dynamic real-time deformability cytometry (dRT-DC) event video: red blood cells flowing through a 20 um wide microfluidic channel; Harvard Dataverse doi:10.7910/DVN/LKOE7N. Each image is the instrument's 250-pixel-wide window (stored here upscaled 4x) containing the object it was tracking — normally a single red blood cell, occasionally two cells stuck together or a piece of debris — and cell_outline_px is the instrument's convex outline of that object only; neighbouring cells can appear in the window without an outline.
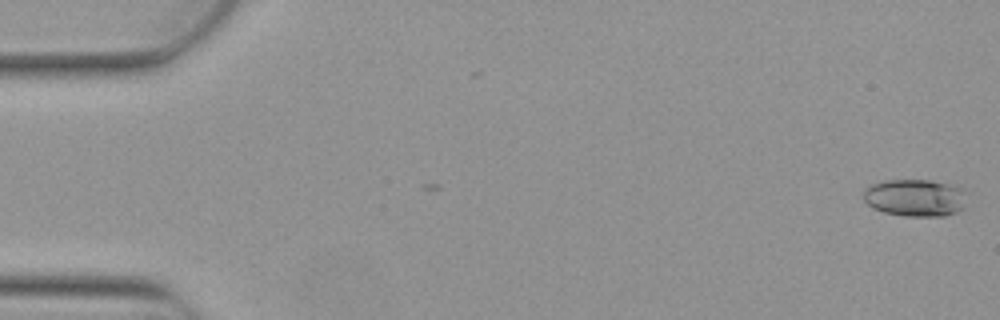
{"species": "Egyptian fruit bat (a non-hibernating species)", "species_latin": "Rousettus aegyptiacus", "temperature_condition": "warm", "stored_images_in_passage": 2, "camera_frame_rate_fps": 3000, "um_per_image_px": 0.085, "animal": {"sex": "female"}, "frame": {"image": 1, "passage_image": 2, "time_ms": 0.333, "image_size_px": [1000, 320], "cell_outline_px": [[964, 208], [956, 212], [944, 216], [904, 216], [884, 212], [872, 208], [864, 200], [864, 188], [872, 184], [884, 180], [928, 180], [964, 188]], "centroid_in_image_um": [77.76, 16.81], "position_along_channel_um": 7.2, "area_um2": 22.43}}